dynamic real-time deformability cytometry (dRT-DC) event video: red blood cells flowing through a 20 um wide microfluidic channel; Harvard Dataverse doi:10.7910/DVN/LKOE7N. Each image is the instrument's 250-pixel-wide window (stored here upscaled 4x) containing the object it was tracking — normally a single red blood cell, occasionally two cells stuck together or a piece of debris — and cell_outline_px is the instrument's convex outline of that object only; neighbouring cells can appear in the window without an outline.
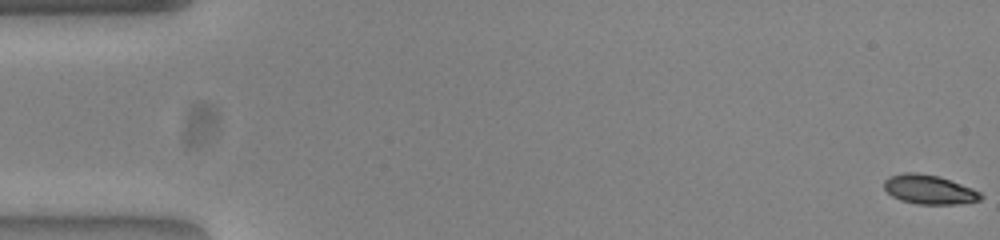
{"species": "common noctule bat (a hibernating species)", "species_latin": "Nyctalus noctula", "temperature_condition": "warm", "stored_images_in_passage": 54, "camera_frame_rate_fps": 3000, "um_per_image_px": 0.085, "animal": {"sex": "female", "body_mass_g": 23.0, "forearm_length_mm": 53.4}, "frame": {"image": 1, "passage_image": 1, "time_ms": 0.0, "image_size_px": [1000, 240], "cell_outline_px": [[984, 196], [980, 200], [956, 204], [916, 204], [900, 200], [892, 196], [884, 188], [884, 180], [888, 176], [904, 172], [916, 172], [940, 176], [972, 188], [980, 192]], "centroid_in_image_um": [78.96, 16.1], "position_along_channel_um": 6.0, "area_um2": 16.59}}
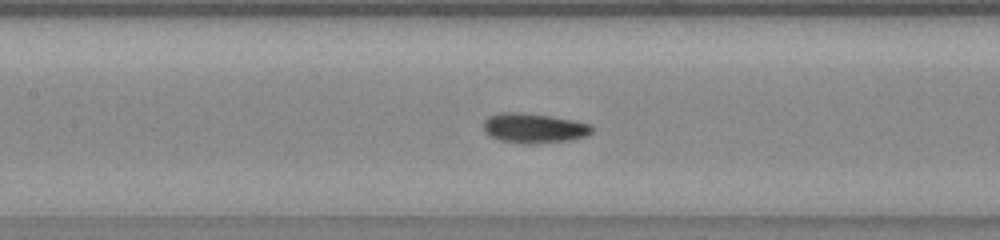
{"frame": {"image": 2, "passage_image": 25, "time_ms": 8.0, "image_size_px": [1000, 240], "cell_outline_px": [[592, 132], [584, 136], [568, 140], [536, 144], [520, 144], [500, 140], [488, 136], [484, 132], [484, 120], [488, 116], [500, 112], [524, 112], [572, 120], [592, 124]], "centroid_in_image_um": [45.33, 10.89], "position_along_channel_um": 162.1, "area_um2": 18.96}}
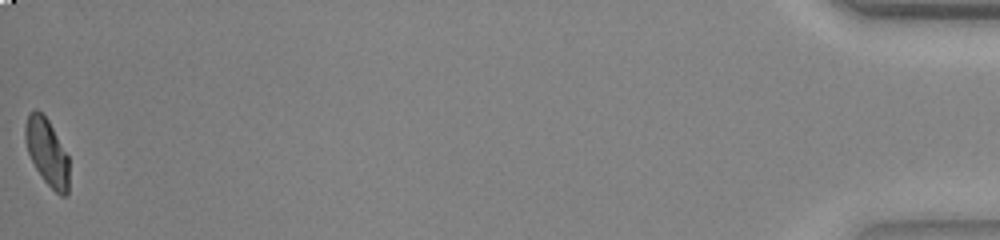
{"frame": {"image": 3, "passage_image": 54, "time_ms": 17.667, "image_size_px": [1000, 240], "cell_outline_px": [[68, 196], [60, 196], [44, 180], [36, 168], [28, 152], [24, 140], [24, 128], [28, 116], [36, 108], [48, 120], [68, 156]], "centroid_in_image_um": [3.99, 12.95], "position_along_channel_um": 431.2, "area_um2": 16.76}, "authors_computed_cell_mechanics": {"area_um2": 17.5712, "velocity_mm_per_s": 3.8574, "shape_relaxation_time_tau1_ms": 2.7346, "shape_relaxation_time_tau2_ms": 0.9464, "deformation_change_tau1": 0.1427, "deformation_change_tau2": 0.0571}}